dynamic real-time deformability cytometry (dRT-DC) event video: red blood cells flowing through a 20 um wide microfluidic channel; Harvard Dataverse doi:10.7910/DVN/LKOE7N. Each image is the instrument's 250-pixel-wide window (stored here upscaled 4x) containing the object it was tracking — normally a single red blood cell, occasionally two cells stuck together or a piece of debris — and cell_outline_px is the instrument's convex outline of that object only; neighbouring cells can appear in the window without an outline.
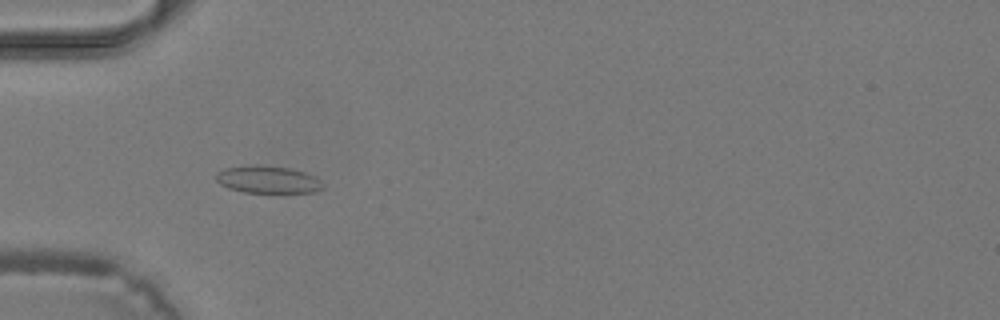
{"species": "common noctule bat (a hibernating species)", "species_latin": "Nyctalus noctula", "temperature_condition": "warm", "stored_images_in_passage": 40, "camera_frame_rate_fps": 3000, "um_per_image_px": 0.085, "animal": {"sex": "male", "body_mass_g": 19.2, "forearm_length_mm": 51.8}, "frame": {"image": 1, "passage_image": 13, "time_ms": 4.0, "image_size_px": [1000, 320], "cell_outline_px": [[324, 188], [312, 192], [244, 192], [228, 188], [220, 184], [216, 180], [216, 172], [224, 168], [252, 164], [260, 164], [288, 168], [304, 172], [316, 176], [320, 180]], "centroid_in_image_um": [22.73, 15.24], "position_along_channel_um": 62.3, "area_um2": 17.11}}
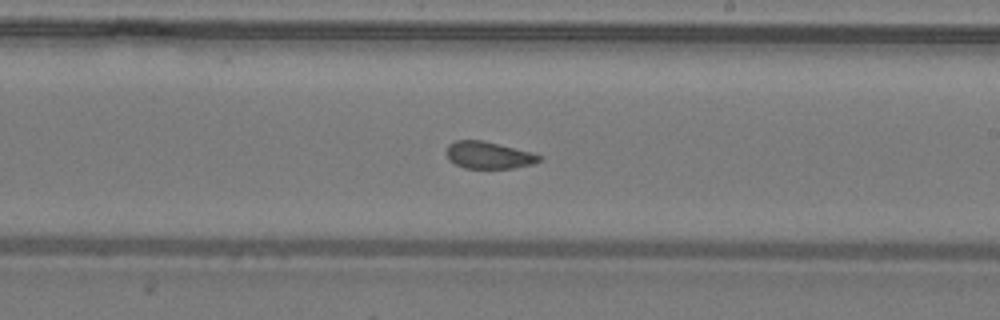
{"frame": {"image": 2, "passage_image": 24, "time_ms": 7.667, "image_size_px": [1000, 320], "cell_outline_px": [[544, 156], [540, 160], [532, 164], [512, 168], [464, 168], [448, 160], [448, 144], [456, 140], [484, 140], [532, 152]], "centroid_in_image_um": [41.56, 13.18], "position_along_channel_um": 247.4, "area_um2": 14.62}}
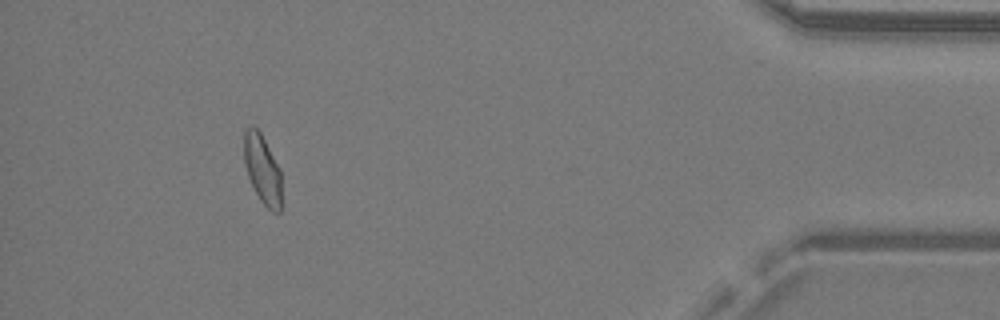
{"frame": {"image": 3, "passage_image": 37, "time_ms": 12.0, "image_size_px": [1000, 320], "cell_outline_px": [[280, 212], [272, 212], [260, 200], [248, 176], [244, 164], [244, 128], [252, 124], [260, 132], [280, 168]], "centroid_in_image_um": [22.28, 14.34], "position_along_channel_um": 412.9, "area_um2": 14.97}}